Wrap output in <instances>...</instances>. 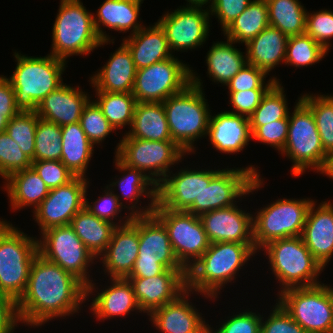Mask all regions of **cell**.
Instances as JSON below:
<instances>
[{"mask_svg":"<svg viewBox=\"0 0 333 333\" xmlns=\"http://www.w3.org/2000/svg\"><path fill=\"white\" fill-rule=\"evenodd\" d=\"M86 298L87 286L82 281L37 254L26 290L17 301V313L21 323L37 327L77 313Z\"/></svg>","mask_w":333,"mask_h":333,"instance_id":"6da1fadb","label":"cell"},{"mask_svg":"<svg viewBox=\"0 0 333 333\" xmlns=\"http://www.w3.org/2000/svg\"><path fill=\"white\" fill-rule=\"evenodd\" d=\"M255 245L237 242L211 243L204 254L187 269L186 289L217 298L223 285L256 253Z\"/></svg>","mask_w":333,"mask_h":333,"instance_id":"7a4b0ae2","label":"cell"},{"mask_svg":"<svg viewBox=\"0 0 333 333\" xmlns=\"http://www.w3.org/2000/svg\"><path fill=\"white\" fill-rule=\"evenodd\" d=\"M202 86L201 79L191 69V83L162 102L172 141L185 153L195 152L196 139L207 136L211 111Z\"/></svg>","mask_w":333,"mask_h":333,"instance_id":"3957f363","label":"cell"},{"mask_svg":"<svg viewBox=\"0 0 333 333\" xmlns=\"http://www.w3.org/2000/svg\"><path fill=\"white\" fill-rule=\"evenodd\" d=\"M15 71L7 78L15 91L16 106L23 112H35L38 104L63 84L65 60L51 54L45 57H28L14 53Z\"/></svg>","mask_w":333,"mask_h":333,"instance_id":"277c9868","label":"cell"},{"mask_svg":"<svg viewBox=\"0 0 333 333\" xmlns=\"http://www.w3.org/2000/svg\"><path fill=\"white\" fill-rule=\"evenodd\" d=\"M52 29V56L65 60L72 55H88L108 44L101 40L94 25V14L80 0H61Z\"/></svg>","mask_w":333,"mask_h":333,"instance_id":"5b68a950","label":"cell"},{"mask_svg":"<svg viewBox=\"0 0 333 333\" xmlns=\"http://www.w3.org/2000/svg\"><path fill=\"white\" fill-rule=\"evenodd\" d=\"M7 221L0 220V293L16 302L24 294L38 241Z\"/></svg>","mask_w":333,"mask_h":333,"instance_id":"8992f818","label":"cell"},{"mask_svg":"<svg viewBox=\"0 0 333 333\" xmlns=\"http://www.w3.org/2000/svg\"><path fill=\"white\" fill-rule=\"evenodd\" d=\"M262 249L282 286L281 292L320 284L317 278L324 268L310 253L301 236L274 240Z\"/></svg>","mask_w":333,"mask_h":333,"instance_id":"52a82bcc","label":"cell"},{"mask_svg":"<svg viewBox=\"0 0 333 333\" xmlns=\"http://www.w3.org/2000/svg\"><path fill=\"white\" fill-rule=\"evenodd\" d=\"M291 116L288 115V136L282 155L294 163L291 175L298 177L307 168L322 173L328 161L315 118L311 110L299 99Z\"/></svg>","mask_w":333,"mask_h":333,"instance_id":"ba28073f","label":"cell"},{"mask_svg":"<svg viewBox=\"0 0 333 333\" xmlns=\"http://www.w3.org/2000/svg\"><path fill=\"white\" fill-rule=\"evenodd\" d=\"M139 252L127 278H152L166 269L186 270L176 258L163 223L154 215L138 216Z\"/></svg>","mask_w":333,"mask_h":333,"instance_id":"9c48e42d","label":"cell"},{"mask_svg":"<svg viewBox=\"0 0 333 333\" xmlns=\"http://www.w3.org/2000/svg\"><path fill=\"white\" fill-rule=\"evenodd\" d=\"M314 200L278 199L257 211L253 217L255 249L261 250L269 242L301 236L308 210Z\"/></svg>","mask_w":333,"mask_h":333,"instance_id":"30bf717a","label":"cell"},{"mask_svg":"<svg viewBox=\"0 0 333 333\" xmlns=\"http://www.w3.org/2000/svg\"><path fill=\"white\" fill-rule=\"evenodd\" d=\"M38 241V254L59 265L87 286V297L95 289L90 280L88 267L96 258L86 248L70 225L52 227L41 233ZM91 263V264H90ZM88 274V275H87Z\"/></svg>","mask_w":333,"mask_h":333,"instance_id":"8fae6325","label":"cell"},{"mask_svg":"<svg viewBox=\"0 0 333 333\" xmlns=\"http://www.w3.org/2000/svg\"><path fill=\"white\" fill-rule=\"evenodd\" d=\"M278 303L307 333H333V303L327 285L288 288Z\"/></svg>","mask_w":333,"mask_h":333,"instance_id":"7c38bea8","label":"cell"},{"mask_svg":"<svg viewBox=\"0 0 333 333\" xmlns=\"http://www.w3.org/2000/svg\"><path fill=\"white\" fill-rule=\"evenodd\" d=\"M115 155L127 166L147 174L159 185L171 174L170 166L181 162L186 153L173 141H151L122 137ZM147 171V172H146Z\"/></svg>","mask_w":333,"mask_h":333,"instance_id":"4fadbf2b","label":"cell"},{"mask_svg":"<svg viewBox=\"0 0 333 333\" xmlns=\"http://www.w3.org/2000/svg\"><path fill=\"white\" fill-rule=\"evenodd\" d=\"M153 214L163 223L176 258L187 270L211 244L200 217L187 211L169 210L159 202Z\"/></svg>","mask_w":333,"mask_h":333,"instance_id":"5bb4252c","label":"cell"},{"mask_svg":"<svg viewBox=\"0 0 333 333\" xmlns=\"http://www.w3.org/2000/svg\"><path fill=\"white\" fill-rule=\"evenodd\" d=\"M191 83V69L174 56L136 70L132 95L137 102H164Z\"/></svg>","mask_w":333,"mask_h":333,"instance_id":"9a60e30c","label":"cell"},{"mask_svg":"<svg viewBox=\"0 0 333 333\" xmlns=\"http://www.w3.org/2000/svg\"><path fill=\"white\" fill-rule=\"evenodd\" d=\"M257 171L253 165L246 168H226L220 170L210 182H204L199 197V216L233 206L237 198L259 189L263 181Z\"/></svg>","mask_w":333,"mask_h":333,"instance_id":"2e32d148","label":"cell"},{"mask_svg":"<svg viewBox=\"0 0 333 333\" xmlns=\"http://www.w3.org/2000/svg\"><path fill=\"white\" fill-rule=\"evenodd\" d=\"M87 180L75 176L67 184L50 189L33 212L41 233L52 227L70 225L75 215L84 208Z\"/></svg>","mask_w":333,"mask_h":333,"instance_id":"e0dca14e","label":"cell"},{"mask_svg":"<svg viewBox=\"0 0 333 333\" xmlns=\"http://www.w3.org/2000/svg\"><path fill=\"white\" fill-rule=\"evenodd\" d=\"M210 12L202 7H180L167 12L157 22L166 34L171 52L195 49L204 44L209 33Z\"/></svg>","mask_w":333,"mask_h":333,"instance_id":"ac0fdd59","label":"cell"},{"mask_svg":"<svg viewBox=\"0 0 333 333\" xmlns=\"http://www.w3.org/2000/svg\"><path fill=\"white\" fill-rule=\"evenodd\" d=\"M219 171L182 168L172 176L168 174L158 185V202L169 210L187 211L199 216V197L204 182H210Z\"/></svg>","mask_w":333,"mask_h":333,"instance_id":"d6986e66","label":"cell"},{"mask_svg":"<svg viewBox=\"0 0 333 333\" xmlns=\"http://www.w3.org/2000/svg\"><path fill=\"white\" fill-rule=\"evenodd\" d=\"M236 205L199 216L210 243L237 242L254 245L253 216Z\"/></svg>","mask_w":333,"mask_h":333,"instance_id":"ffe728a7","label":"cell"},{"mask_svg":"<svg viewBox=\"0 0 333 333\" xmlns=\"http://www.w3.org/2000/svg\"><path fill=\"white\" fill-rule=\"evenodd\" d=\"M187 270L166 269L152 278H127L135 294L140 311L148 315L175 300L186 290Z\"/></svg>","mask_w":333,"mask_h":333,"instance_id":"44dd1931","label":"cell"},{"mask_svg":"<svg viewBox=\"0 0 333 333\" xmlns=\"http://www.w3.org/2000/svg\"><path fill=\"white\" fill-rule=\"evenodd\" d=\"M139 252L138 216L129 224L116 227L106 250L98 257L110 278H127L135 265Z\"/></svg>","mask_w":333,"mask_h":333,"instance_id":"7402d4cb","label":"cell"},{"mask_svg":"<svg viewBox=\"0 0 333 333\" xmlns=\"http://www.w3.org/2000/svg\"><path fill=\"white\" fill-rule=\"evenodd\" d=\"M187 289L175 300L152 311L150 320L162 333H209V325L198 310L188 302ZM204 319V320H203Z\"/></svg>","mask_w":333,"mask_h":333,"instance_id":"603a6c76","label":"cell"},{"mask_svg":"<svg viewBox=\"0 0 333 333\" xmlns=\"http://www.w3.org/2000/svg\"><path fill=\"white\" fill-rule=\"evenodd\" d=\"M312 202L301 237L313 257L325 268L333 255V204Z\"/></svg>","mask_w":333,"mask_h":333,"instance_id":"cb8c5ba5","label":"cell"},{"mask_svg":"<svg viewBox=\"0 0 333 333\" xmlns=\"http://www.w3.org/2000/svg\"><path fill=\"white\" fill-rule=\"evenodd\" d=\"M76 88L63 83L48 94L38 104L35 111L38 117L60 127L80 122L83 109L90 101V97L79 89V86Z\"/></svg>","mask_w":333,"mask_h":333,"instance_id":"d4e9b609","label":"cell"},{"mask_svg":"<svg viewBox=\"0 0 333 333\" xmlns=\"http://www.w3.org/2000/svg\"><path fill=\"white\" fill-rule=\"evenodd\" d=\"M207 135L216 150L226 154L240 152L252 139L249 118L228 111L210 115Z\"/></svg>","mask_w":333,"mask_h":333,"instance_id":"484cf974","label":"cell"},{"mask_svg":"<svg viewBox=\"0 0 333 333\" xmlns=\"http://www.w3.org/2000/svg\"><path fill=\"white\" fill-rule=\"evenodd\" d=\"M135 76L136 67L132 54L122 42L106 65L90 79L96 92L132 93Z\"/></svg>","mask_w":333,"mask_h":333,"instance_id":"4316f807","label":"cell"},{"mask_svg":"<svg viewBox=\"0 0 333 333\" xmlns=\"http://www.w3.org/2000/svg\"><path fill=\"white\" fill-rule=\"evenodd\" d=\"M124 38L123 43L130 50L136 70L148 67L174 55L168 45L165 31L158 22L143 26L137 33Z\"/></svg>","mask_w":333,"mask_h":333,"instance_id":"83f0119b","label":"cell"},{"mask_svg":"<svg viewBox=\"0 0 333 333\" xmlns=\"http://www.w3.org/2000/svg\"><path fill=\"white\" fill-rule=\"evenodd\" d=\"M143 2L140 0H105L100 5L97 14L94 16V25L101 40L109 41L110 37L102 30L101 24L108 29L124 33L132 30L131 34L137 33L143 25L139 24L140 6Z\"/></svg>","mask_w":333,"mask_h":333,"instance_id":"f1b7e54d","label":"cell"},{"mask_svg":"<svg viewBox=\"0 0 333 333\" xmlns=\"http://www.w3.org/2000/svg\"><path fill=\"white\" fill-rule=\"evenodd\" d=\"M288 38L278 28L269 25L245 44L247 63L269 75L276 65L285 62Z\"/></svg>","mask_w":333,"mask_h":333,"instance_id":"f546056e","label":"cell"},{"mask_svg":"<svg viewBox=\"0 0 333 333\" xmlns=\"http://www.w3.org/2000/svg\"><path fill=\"white\" fill-rule=\"evenodd\" d=\"M115 165L116 169H119V171H123V173H126L122 175V178H118V181L112 182L110 185H107L109 187L118 186L121 189L122 197L129 199L132 203V206L128 209L132 212L129 213V215L132 216H140V215H150L153 214V211L155 209V205L158 202V185L149 178L148 174H145L143 171L138 170L136 168H132L124 164L116 155H115ZM125 171V172H124ZM151 187V189L149 188ZM147 196L151 199L149 206L137 208L136 204L139 202L141 196ZM137 201V202H133ZM134 208H137L136 210Z\"/></svg>","mask_w":333,"mask_h":333,"instance_id":"4dcf8cb0","label":"cell"},{"mask_svg":"<svg viewBox=\"0 0 333 333\" xmlns=\"http://www.w3.org/2000/svg\"><path fill=\"white\" fill-rule=\"evenodd\" d=\"M111 284L97 293L91 304V311L100 320L126 316L130 311L139 310L133 287L127 278H111Z\"/></svg>","mask_w":333,"mask_h":333,"instance_id":"1f68e13d","label":"cell"},{"mask_svg":"<svg viewBox=\"0 0 333 333\" xmlns=\"http://www.w3.org/2000/svg\"><path fill=\"white\" fill-rule=\"evenodd\" d=\"M130 131L123 137L172 141L163 103L137 102Z\"/></svg>","mask_w":333,"mask_h":333,"instance_id":"d6a6232c","label":"cell"},{"mask_svg":"<svg viewBox=\"0 0 333 333\" xmlns=\"http://www.w3.org/2000/svg\"><path fill=\"white\" fill-rule=\"evenodd\" d=\"M6 181L5 190L14 210L31 205L35 210L50 191L32 167L11 174Z\"/></svg>","mask_w":333,"mask_h":333,"instance_id":"836d02e7","label":"cell"},{"mask_svg":"<svg viewBox=\"0 0 333 333\" xmlns=\"http://www.w3.org/2000/svg\"><path fill=\"white\" fill-rule=\"evenodd\" d=\"M62 153L61 162L74 176L86 177V170L91 160L94 145L87 138L80 122L61 127Z\"/></svg>","mask_w":333,"mask_h":333,"instance_id":"e575fe53","label":"cell"},{"mask_svg":"<svg viewBox=\"0 0 333 333\" xmlns=\"http://www.w3.org/2000/svg\"><path fill=\"white\" fill-rule=\"evenodd\" d=\"M70 226L95 258L106 250L116 228L114 224L99 219L85 208L75 215Z\"/></svg>","mask_w":333,"mask_h":333,"instance_id":"d590c367","label":"cell"},{"mask_svg":"<svg viewBox=\"0 0 333 333\" xmlns=\"http://www.w3.org/2000/svg\"><path fill=\"white\" fill-rule=\"evenodd\" d=\"M234 41L214 43L207 53L208 75L214 82L227 83L247 64V57L233 46Z\"/></svg>","mask_w":333,"mask_h":333,"instance_id":"8d00e7d4","label":"cell"},{"mask_svg":"<svg viewBox=\"0 0 333 333\" xmlns=\"http://www.w3.org/2000/svg\"><path fill=\"white\" fill-rule=\"evenodd\" d=\"M269 26L266 0H252L248 7L223 32L235 43L247 44Z\"/></svg>","mask_w":333,"mask_h":333,"instance_id":"74e56055","label":"cell"},{"mask_svg":"<svg viewBox=\"0 0 333 333\" xmlns=\"http://www.w3.org/2000/svg\"><path fill=\"white\" fill-rule=\"evenodd\" d=\"M266 3L270 26L288 37L305 33L307 10L298 0H266Z\"/></svg>","mask_w":333,"mask_h":333,"instance_id":"f35d334b","label":"cell"},{"mask_svg":"<svg viewBox=\"0 0 333 333\" xmlns=\"http://www.w3.org/2000/svg\"><path fill=\"white\" fill-rule=\"evenodd\" d=\"M94 102L101 109L110 125L116 130L132 125L137 101L132 93L96 92Z\"/></svg>","mask_w":333,"mask_h":333,"instance_id":"ab89813d","label":"cell"},{"mask_svg":"<svg viewBox=\"0 0 333 333\" xmlns=\"http://www.w3.org/2000/svg\"><path fill=\"white\" fill-rule=\"evenodd\" d=\"M300 99L313 113L324 151L333 153V95H302Z\"/></svg>","mask_w":333,"mask_h":333,"instance_id":"60d3db41","label":"cell"},{"mask_svg":"<svg viewBox=\"0 0 333 333\" xmlns=\"http://www.w3.org/2000/svg\"><path fill=\"white\" fill-rule=\"evenodd\" d=\"M281 85L280 82H275L263 95L259 106L249 117L250 127H260L290 115L286 94H283L284 87Z\"/></svg>","mask_w":333,"mask_h":333,"instance_id":"b9f144b4","label":"cell"},{"mask_svg":"<svg viewBox=\"0 0 333 333\" xmlns=\"http://www.w3.org/2000/svg\"><path fill=\"white\" fill-rule=\"evenodd\" d=\"M62 130L53 122L38 118L35 131L34 161H60L62 153Z\"/></svg>","mask_w":333,"mask_h":333,"instance_id":"7bdbcfd3","label":"cell"},{"mask_svg":"<svg viewBox=\"0 0 333 333\" xmlns=\"http://www.w3.org/2000/svg\"><path fill=\"white\" fill-rule=\"evenodd\" d=\"M328 52L306 33L288 38L285 65L304 67L318 63Z\"/></svg>","mask_w":333,"mask_h":333,"instance_id":"ee69618b","label":"cell"},{"mask_svg":"<svg viewBox=\"0 0 333 333\" xmlns=\"http://www.w3.org/2000/svg\"><path fill=\"white\" fill-rule=\"evenodd\" d=\"M38 118L36 112L21 111L9 120L5 130L31 160L35 153V131Z\"/></svg>","mask_w":333,"mask_h":333,"instance_id":"f6af8a7d","label":"cell"},{"mask_svg":"<svg viewBox=\"0 0 333 333\" xmlns=\"http://www.w3.org/2000/svg\"><path fill=\"white\" fill-rule=\"evenodd\" d=\"M32 161L6 132L0 133V176L7 179L11 174L30 168Z\"/></svg>","mask_w":333,"mask_h":333,"instance_id":"bcb514c9","label":"cell"},{"mask_svg":"<svg viewBox=\"0 0 333 333\" xmlns=\"http://www.w3.org/2000/svg\"><path fill=\"white\" fill-rule=\"evenodd\" d=\"M80 124L93 145L102 143L111 132L115 131L94 101H89L84 107Z\"/></svg>","mask_w":333,"mask_h":333,"instance_id":"7dc6e473","label":"cell"},{"mask_svg":"<svg viewBox=\"0 0 333 333\" xmlns=\"http://www.w3.org/2000/svg\"><path fill=\"white\" fill-rule=\"evenodd\" d=\"M107 190H104V195L95 200L94 203H89L88 198L86 200L87 189L85 193V205L84 208L87 209L91 214L95 215L101 220L107 221L109 223L114 224L116 227L123 226L129 224L133 218L132 215H128L124 222H120L122 225H118V223L113 222L115 217L122 211L123 202H120V195H117L110 189L109 186H106ZM117 224V225H116Z\"/></svg>","mask_w":333,"mask_h":333,"instance_id":"c3c4849f","label":"cell"},{"mask_svg":"<svg viewBox=\"0 0 333 333\" xmlns=\"http://www.w3.org/2000/svg\"><path fill=\"white\" fill-rule=\"evenodd\" d=\"M305 33L326 51L330 50V38H333V12L326 9L313 14L307 12Z\"/></svg>","mask_w":333,"mask_h":333,"instance_id":"681fc988","label":"cell"},{"mask_svg":"<svg viewBox=\"0 0 333 333\" xmlns=\"http://www.w3.org/2000/svg\"><path fill=\"white\" fill-rule=\"evenodd\" d=\"M266 75L263 70L247 63L226 86H228L229 92H238L251 89H269L275 82H279V79L272 77L265 84Z\"/></svg>","mask_w":333,"mask_h":333,"instance_id":"f907efd6","label":"cell"},{"mask_svg":"<svg viewBox=\"0 0 333 333\" xmlns=\"http://www.w3.org/2000/svg\"><path fill=\"white\" fill-rule=\"evenodd\" d=\"M289 119L273 121L260 127H250L252 138L282 152L288 136Z\"/></svg>","mask_w":333,"mask_h":333,"instance_id":"816d5d0a","label":"cell"},{"mask_svg":"<svg viewBox=\"0 0 333 333\" xmlns=\"http://www.w3.org/2000/svg\"><path fill=\"white\" fill-rule=\"evenodd\" d=\"M31 167L49 189L65 185L75 177L61 161H34Z\"/></svg>","mask_w":333,"mask_h":333,"instance_id":"f5cc1de1","label":"cell"},{"mask_svg":"<svg viewBox=\"0 0 333 333\" xmlns=\"http://www.w3.org/2000/svg\"><path fill=\"white\" fill-rule=\"evenodd\" d=\"M276 304L266 321L262 316L260 333H307L278 302Z\"/></svg>","mask_w":333,"mask_h":333,"instance_id":"db71d44e","label":"cell"},{"mask_svg":"<svg viewBox=\"0 0 333 333\" xmlns=\"http://www.w3.org/2000/svg\"><path fill=\"white\" fill-rule=\"evenodd\" d=\"M247 311L231 316L214 332L209 327V333H260L262 316L259 313Z\"/></svg>","mask_w":333,"mask_h":333,"instance_id":"11a10c76","label":"cell"},{"mask_svg":"<svg viewBox=\"0 0 333 333\" xmlns=\"http://www.w3.org/2000/svg\"><path fill=\"white\" fill-rule=\"evenodd\" d=\"M252 0H212L209 7L211 15H216L222 31H224L243 11Z\"/></svg>","mask_w":333,"mask_h":333,"instance_id":"9f6ffc18","label":"cell"},{"mask_svg":"<svg viewBox=\"0 0 333 333\" xmlns=\"http://www.w3.org/2000/svg\"><path fill=\"white\" fill-rule=\"evenodd\" d=\"M267 90L268 89H251L229 92L230 104H232L234 111L228 112L249 118L259 106L261 99Z\"/></svg>","mask_w":333,"mask_h":333,"instance_id":"6f0895ef","label":"cell"},{"mask_svg":"<svg viewBox=\"0 0 333 333\" xmlns=\"http://www.w3.org/2000/svg\"><path fill=\"white\" fill-rule=\"evenodd\" d=\"M18 322L17 302L0 293V333H13Z\"/></svg>","mask_w":333,"mask_h":333,"instance_id":"680465c9","label":"cell"},{"mask_svg":"<svg viewBox=\"0 0 333 333\" xmlns=\"http://www.w3.org/2000/svg\"><path fill=\"white\" fill-rule=\"evenodd\" d=\"M21 111L16 106L15 91L6 76H0V115L10 119Z\"/></svg>","mask_w":333,"mask_h":333,"instance_id":"91938a15","label":"cell"},{"mask_svg":"<svg viewBox=\"0 0 333 333\" xmlns=\"http://www.w3.org/2000/svg\"><path fill=\"white\" fill-rule=\"evenodd\" d=\"M321 174H325L333 179V153L328 156V161Z\"/></svg>","mask_w":333,"mask_h":333,"instance_id":"94428289","label":"cell"},{"mask_svg":"<svg viewBox=\"0 0 333 333\" xmlns=\"http://www.w3.org/2000/svg\"><path fill=\"white\" fill-rule=\"evenodd\" d=\"M187 2H189V4L186 6L202 7L204 4L207 5L210 2L212 3V0H187Z\"/></svg>","mask_w":333,"mask_h":333,"instance_id":"6125c7cd","label":"cell"},{"mask_svg":"<svg viewBox=\"0 0 333 333\" xmlns=\"http://www.w3.org/2000/svg\"><path fill=\"white\" fill-rule=\"evenodd\" d=\"M10 118L8 116L0 115V133L5 132Z\"/></svg>","mask_w":333,"mask_h":333,"instance_id":"be15d7a7","label":"cell"},{"mask_svg":"<svg viewBox=\"0 0 333 333\" xmlns=\"http://www.w3.org/2000/svg\"><path fill=\"white\" fill-rule=\"evenodd\" d=\"M327 289H328V292H329V294L331 296L332 303H333V288H332V286L329 285V287L327 286Z\"/></svg>","mask_w":333,"mask_h":333,"instance_id":"e7e4bbea","label":"cell"}]
</instances>
